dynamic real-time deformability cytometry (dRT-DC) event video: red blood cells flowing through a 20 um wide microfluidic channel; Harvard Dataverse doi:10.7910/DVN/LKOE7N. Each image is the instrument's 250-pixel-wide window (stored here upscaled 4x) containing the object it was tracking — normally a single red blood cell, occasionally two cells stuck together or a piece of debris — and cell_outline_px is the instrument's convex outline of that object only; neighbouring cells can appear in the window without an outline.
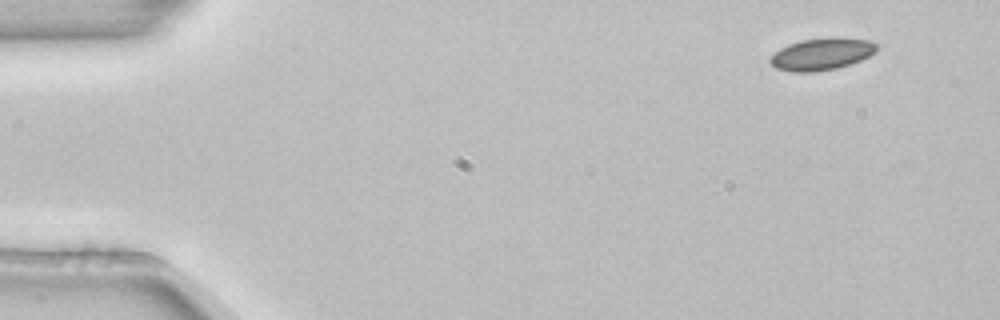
{"species": "common noctule bat (a hibernating species)", "species_latin": "Nyctalus noctula", "temperature_condition": "room temperature", "stored_images_in_passage": 3, "camera_frame_rate_fps": 3000, "um_per_image_px": 0.085, "animal": {"sex": "female", "body_mass_g": 22.7, "forearm_length_mm": 54.2}, "frame": {"image": 1, "passage_image": 1, "time_ms": 0.0, "image_size_px": [1000, 320], "cell_outline_px": [[876, 52], [860, 60], [836, 68], [812, 72], [792, 72], [776, 68], [768, 60], [780, 48], [788, 44], [800, 40], [868, 40], [876, 44]], "centroid_in_image_um": [69.77, 4.65], "position_along_channel_um": 15.2, "area_um2": 18.84}}
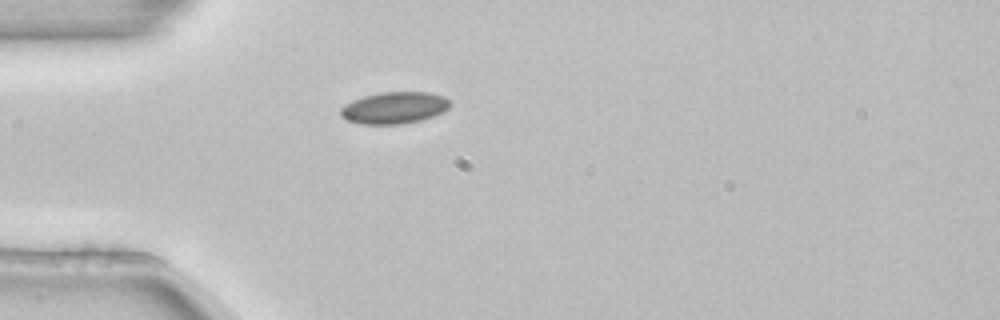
{"frame": {"image": 2, "passage_image": 3, "time_ms": 0.667, "image_size_px": [1000, 320], "cell_outline_px": [[452, 104], [448, 108], [432, 116], [420, 120], [404, 124], [364, 124], [348, 120], [340, 116], [340, 108], [344, 104], [352, 100], [364, 96], [380, 92], [428, 92], [444, 96]], "centroid_in_image_um": [33.49, 9.15], "position_along_channel_um": 51.5, "area_um2": 20.23}}